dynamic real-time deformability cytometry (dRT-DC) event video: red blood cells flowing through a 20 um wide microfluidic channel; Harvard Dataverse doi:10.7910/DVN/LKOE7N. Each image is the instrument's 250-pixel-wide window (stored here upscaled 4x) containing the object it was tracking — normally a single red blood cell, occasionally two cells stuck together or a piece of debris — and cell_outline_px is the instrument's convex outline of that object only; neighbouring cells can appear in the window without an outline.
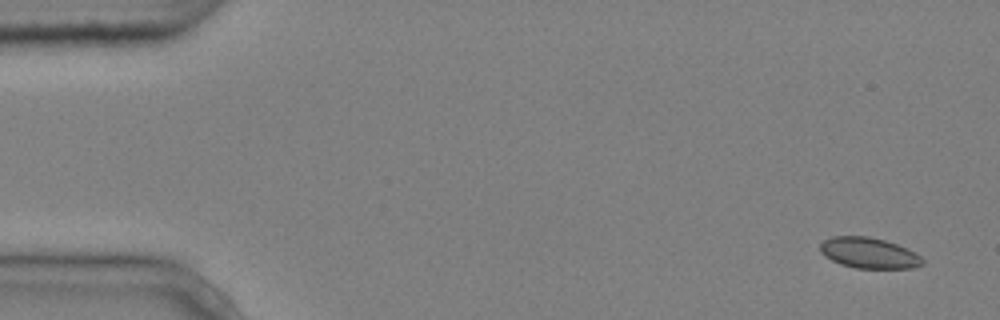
{"species": "common noctule bat (a hibernating species)", "species_latin": "Nyctalus noctula", "temperature_condition": "cold", "stored_images_in_passage": 5, "camera_frame_rate_fps": 3000, "um_per_image_px": 0.085, "animal": {"sex": "male", "body_mass_g": 20.4}, "frame": {"image": 1, "passage_image": 1, "time_ms": 0.0, "image_size_px": [1000, 320], "cell_outline_px": [[924, 264], [912, 268], [856, 268], [840, 264], [824, 256], [820, 252], [820, 244], [824, 240], [832, 236], [868, 236], [884, 240], [896, 244], [916, 252], [924, 260]], "centroid_in_image_um": [73.85, 21.5], "position_along_channel_um": 11.1, "area_um2": 18.38}}